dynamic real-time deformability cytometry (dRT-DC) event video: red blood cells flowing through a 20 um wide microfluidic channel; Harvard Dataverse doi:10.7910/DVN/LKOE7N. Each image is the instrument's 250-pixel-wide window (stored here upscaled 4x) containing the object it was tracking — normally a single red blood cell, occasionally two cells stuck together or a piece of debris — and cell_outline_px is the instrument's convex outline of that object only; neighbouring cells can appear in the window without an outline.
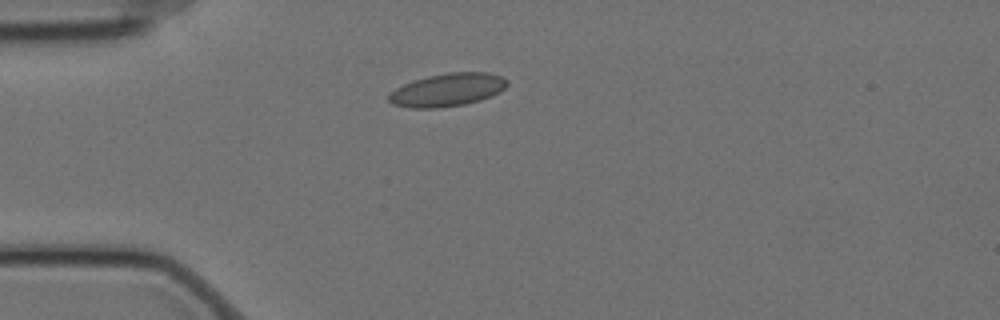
{"species": "Egyptian fruit bat (a non-hibernating species)", "species_latin": "Rousettus aegyptiacus", "temperature_condition": "cold", "stored_images_in_passage": 10, "camera_frame_rate_fps": 3000, "um_per_image_px": 0.085, "animal": {"sex": "female"}, "frame": {"image": 1, "passage_image": 2, "time_ms": 0.333, "image_size_px": [1000, 320], "cell_outline_px": [[508, 84], [500, 92], [492, 96], [480, 100], [464, 104], [440, 108], [408, 108], [392, 104], [388, 100], [388, 96], [396, 88], [412, 80], [428, 76], [448, 72], [488, 72], [504, 76], [508, 80]], "centroid_in_image_um": [38.06, 7.63], "position_along_channel_um": 46.9, "area_um2": 23.0}}
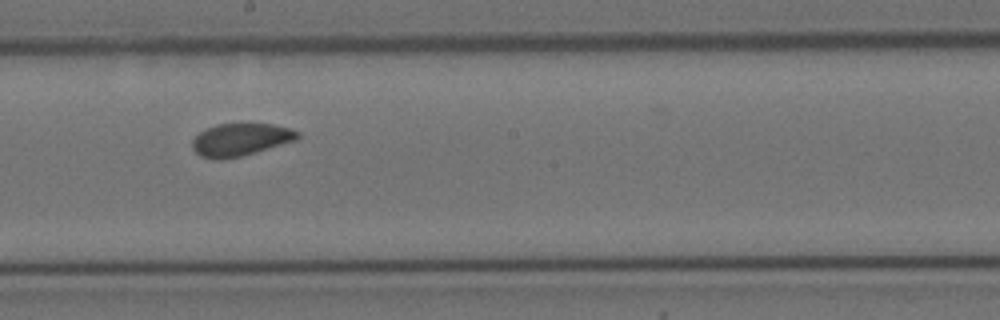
{"frame": {"image": 2, "passage_image": 7, "time_ms": 2.0, "image_size_px": [1000, 320], "cell_outline_px": [[300, 136], [296, 140], [256, 152], [224, 160], [212, 160], [200, 156], [192, 148], [192, 140], [200, 132], [216, 124], [244, 120], [272, 124], [292, 128], [300, 132]], "centroid_in_image_um": [20.46, 11.82], "position_along_channel_um": 227.7, "area_um2": 20.87}}
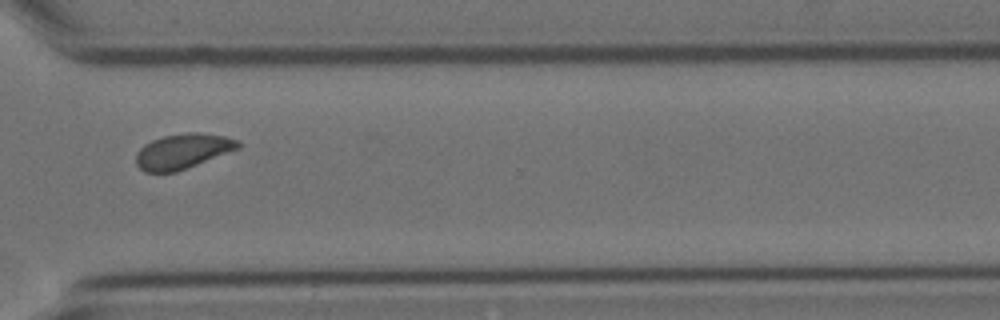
{"frame": {"image": 3, "passage_image": 10, "time_ms": 3.0, "image_size_px": [1000, 320], "cell_outline_px": [[240, 148], [188, 168], [176, 172], [144, 172], [136, 164], [136, 152], [144, 144], [152, 140], [164, 136], [188, 132], [196, 132], [224, 136], [240, 140]], "centroid_in_image_um": [15.53, 12.86], "position_along_channel_um": 355.1, "area_um2": 20.92}}